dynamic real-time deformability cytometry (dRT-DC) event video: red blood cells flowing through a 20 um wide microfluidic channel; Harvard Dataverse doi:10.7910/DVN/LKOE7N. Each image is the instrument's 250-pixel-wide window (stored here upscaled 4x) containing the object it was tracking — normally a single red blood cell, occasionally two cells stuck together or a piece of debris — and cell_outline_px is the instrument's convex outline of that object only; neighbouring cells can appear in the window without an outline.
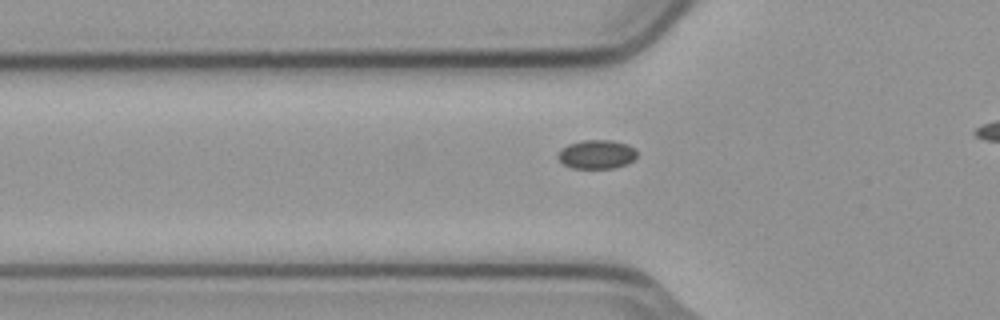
{"species": "common noctule bat (a hibernating species)", "species_latin": "Nyctalus noctula", "temperature_condition": "cold", "stored_images_in_passage": 41, "camera_frame_rate_fps": 3000, "um_per_image_px": 0.085, "animal": {"sex": "male", "body_mass_g": 23.1, "forearm_length_mm": 52.7}, "frame": {"image": 1, "passage_image": 5, "time_ms": 1.333, "image_size_px": [1000, 320], "cell_outline_px": [[636, 156], [632, 160], [624, 164], [612, 168], [572, 168], [564, 164], [556, 156], [568, 144], [580, 140], [612, 140], [628, 144], [636, 148]], "centroid_in_image_um": [50.72, 13.1], "position_along_channel_um": 75.1, "area_um2": 13.18}}
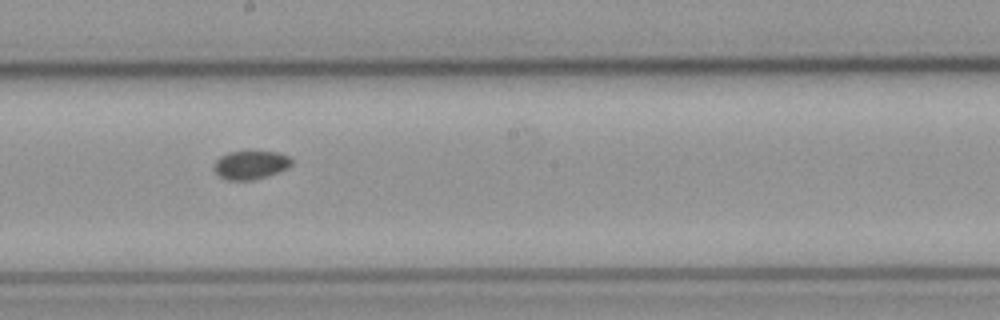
{"frame": {"image": 2, "passage_image": 17, "time_ms": 5.333, "image_size_px": [1000, 320], "cell_outline_px": [[292, 164], [288, 168], [252, 180], [228, 180], [220, 176], [216, 172], [216, 160], [220, 156], [228, 152], [280, 152], [288, 156], [292, 160]], "centroid_in_image_um": [21.33, 14.01], "position_along_channel_um": 226.9, "area_um2": 12.54}}
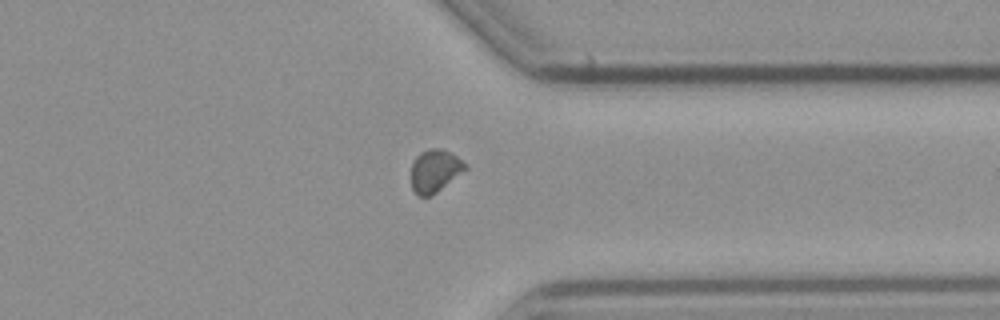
{"frame": {"image": 3, "passage_image": 29, "time_ms": 9.333, "image_size_px": [1000, 320], "cell_outline_px": [[468, 168], [432, 196], [420, 196], [412, 188], [412, 160], [420, 152], [428, 148], [440, 148], [456, 156], [468, 164]], "centroid_in_image_um": [36.97, 14.5], "position_along_channel_um": 374.4, "area_um2": 13.47}}